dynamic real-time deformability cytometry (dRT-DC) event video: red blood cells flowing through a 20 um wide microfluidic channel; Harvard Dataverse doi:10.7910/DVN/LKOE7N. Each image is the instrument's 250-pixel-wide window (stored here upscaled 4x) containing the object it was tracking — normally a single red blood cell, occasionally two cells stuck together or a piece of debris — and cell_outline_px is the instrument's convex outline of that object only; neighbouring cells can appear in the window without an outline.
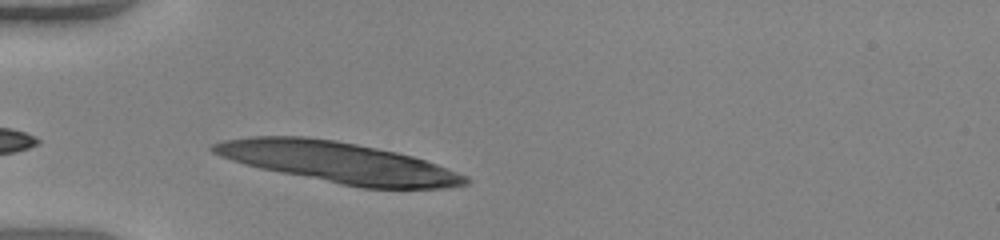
{"species": "human", "species_latin": "Homo sapiens", "temperature_condition": "warm", "stored_images_in_passage": 6, "camera_frame_rate_fps": 3000, "um_per_image_px": 0.085, "donor": {"sex": "female"}, "frame": {"image": 1, "passage_image": 2, "time_ms": 0.333, "image_size_px": [1000, 240], "cell_outline_px": [[472, 180], [468, 184], [448, 188], [360, 188], [260, 168], [244, 164], [220, 156], [212, 152], [208, 148], [212, 144], [224, 140], [248, 136], [304, 136], [336, 140], [396, 152], [412, 156], [436, 164], [468, 176]], "centroid_in_image_um": [28.75, 13.8], "position_along_channel_um": 56.3, "area_um2": 59.77}}